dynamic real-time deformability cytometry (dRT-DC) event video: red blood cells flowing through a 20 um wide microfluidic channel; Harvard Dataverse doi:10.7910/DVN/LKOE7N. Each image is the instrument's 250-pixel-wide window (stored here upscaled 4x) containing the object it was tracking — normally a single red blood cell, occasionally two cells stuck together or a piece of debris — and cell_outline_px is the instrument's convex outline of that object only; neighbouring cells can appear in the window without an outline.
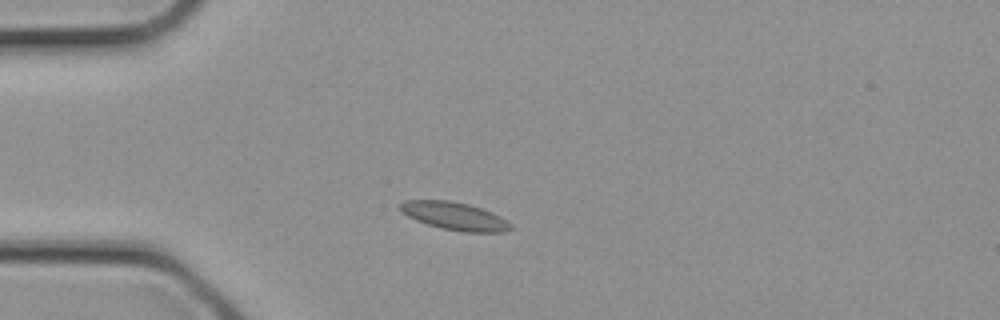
{"species": "common noctule bat (a hibernating species)", "species_latin": "Nyctalus noctula", "temperature_condition": "cold", "stored_images_in_passage": 1, "camera_frame_rate_fps": 3000, "um_per_image_px": 0.085, "animal": {"sex": "female", "body_mass_g": 21.9}, "frame": {"image": 1, "passage_image": 1, "time_ms": 0.0, "image_size_px": [1000, 320], "cell_outline_px": [[516, 228], [504, 232], [464, 232], [440, 228], [416, 220], [400, 212], [396, 208], [404, 200], [448, 200], [468, 204], [492, 212], [500, 216], [512, 224]], "centroid_in_image_um": [38.64, 18.37], "position_along_channel_um": 46.4, "area_um2": 18.15}}